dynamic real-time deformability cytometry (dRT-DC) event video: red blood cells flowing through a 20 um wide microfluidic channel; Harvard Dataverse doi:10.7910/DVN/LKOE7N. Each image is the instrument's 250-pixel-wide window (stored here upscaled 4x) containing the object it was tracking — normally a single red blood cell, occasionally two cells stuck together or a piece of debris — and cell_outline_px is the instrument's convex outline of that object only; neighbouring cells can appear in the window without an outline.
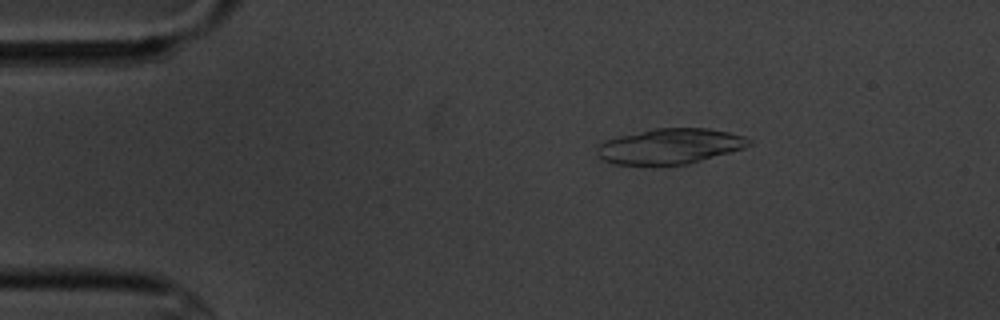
{"species": "common noctule bat (a hibernating species)", "species_latin": "Nyctalus noctula", "temperature_condition": "cold", "stored_images_in_passage": 6, "camera_frame_rate_fps": 3000, "um_per_image_px": 0.085, "animal": {"sex": "male", "body_mass_g": 20.1, "forearm_length_mm": 53.5}, "frame": {"image": 1, "passage_image": 3, "time_ms": 2.333, "image_size_px": [1000, 320], "cell_outline_px": [[752, 144], [744, 148], [688, 164], [648, 168], [616, 164], [604, 160], [596, 156], [596, 144], [620, 136], [652, 128], [708, 128], [728, 132], [744, 136], [752, 140]], "centroid_in_image_um": [56.89, 12.47], "position_along_channel_um": 28.1, "area_um2": 32.25}}